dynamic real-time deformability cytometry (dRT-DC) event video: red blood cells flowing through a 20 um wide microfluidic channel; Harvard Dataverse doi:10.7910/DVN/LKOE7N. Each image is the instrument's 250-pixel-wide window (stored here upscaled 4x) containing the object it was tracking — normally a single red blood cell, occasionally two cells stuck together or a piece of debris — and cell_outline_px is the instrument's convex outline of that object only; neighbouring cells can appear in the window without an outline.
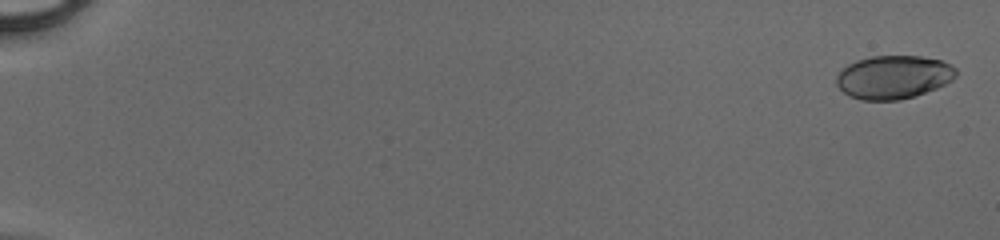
{"species": "human", "species_latin": "Homo sapiens", "temperature_condition": "cold", "stored_images_in_passage": 51, "camera_frame_rate_fps": 3000, "um_per_image_px": 0.085, "donor": {"sex": "male"}, "frame": {"image": 1, "passage_image": 2, "time_ms": 0.333, "image_size_px": [1000, 240], "cell_outline_px": [[956, 76], [952, 80], [936, 88], [900, 100], [860, 100], [848, 96], [836, 84], [836, 76], [848, 64], [856, 60], [872, 56], [920, 56], [940, 60], [956, 68]], "centroid_in_image_um": [75.92, 6.55], "position_along_channel_um": 9.1, "area_um2": 30.06}}
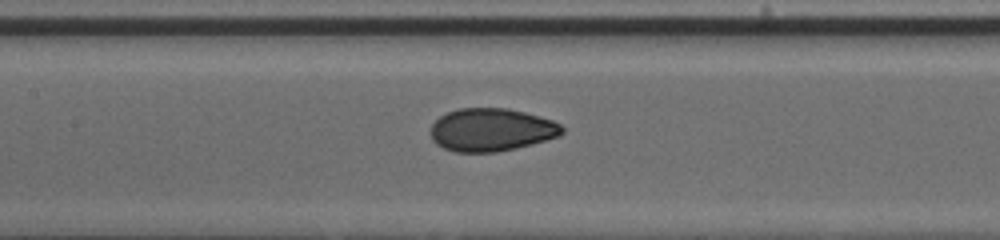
{"frame": {"image": 2, "passage_image": 27, "time_ms": 8.667, "image_size_px": [1000, 240], "cell_outline_px": [[564, 132], [556, 136], [532, 144], [516, 148], [496, 152], [456, 152], [444, 148], [436, 144], [432, 140], [432, 124], [440, 116], [448, 112], [460, 108], [508, 108], [524, 112], [552, 120], [560, 124], [564, 128]], "centroid_in_image_um": [41.75, 11.03], "position_along_channel_um": 165.6, "area_um2": 32.66}}
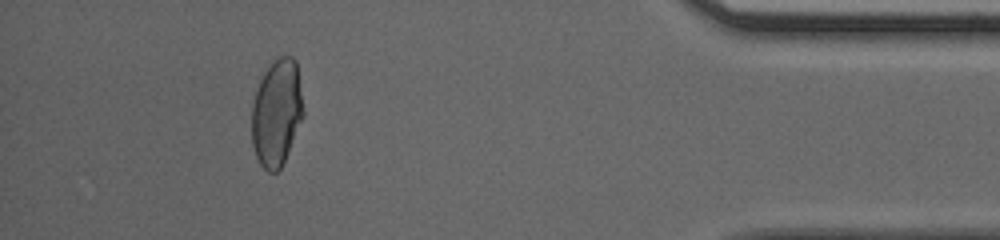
{"frame": {"image": 3, "passage_image": 47, "time_ms": 15.333, "image_size_px": [1000, 240], "cell_outline_px": [[304, 116], [284, 160], [280, 168], [276, 172], [268, 172], [260, 164], [256, 156], [252, 144], [252, 104], [260, 80], [264, 72], [280, 56], [292, 56], [296, 60], [304, 112]], "centroid_in_image_um": [23.52, 9.59], "position_along_channel_um": 411.7, "area_um2": 31.79}}